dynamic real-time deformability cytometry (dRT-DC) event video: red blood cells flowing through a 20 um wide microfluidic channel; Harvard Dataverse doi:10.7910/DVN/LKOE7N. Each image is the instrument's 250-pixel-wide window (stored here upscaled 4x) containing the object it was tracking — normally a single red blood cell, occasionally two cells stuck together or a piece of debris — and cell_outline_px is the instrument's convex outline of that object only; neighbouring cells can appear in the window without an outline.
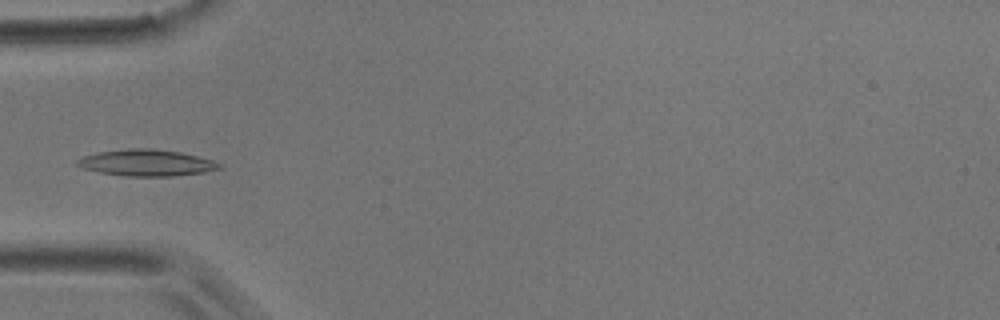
{"species": "common noctule bat (a hibernating species)", "species_latin": "Nyctalus noctula", "temperature_condition": "room temperature", "stored_images_in_passage": 5, "camera_frame_rate_fps": 3000, "um_per_image_px": 0.085, "animal": {"sex": "male", "body_mass_g": 17.9}, "frame": {"image": 1, "passage_image": 5, "time_ms": 1.333, "image_size_px": [1000, 320], "cell_outline_px": [[224, 168], [204, 172], [172, 176], [124, 176], [100, 172], [84, 168], [76, 164], [76, 160], [84, 156], [96, 152], [132, 148], [152, 148], [180, 152], [212, 160], [220, 164]], "centroid_in_image_um": [12.45, 13.83], "position_along_channel_um": 72.5, "area_um2": 21.79}}